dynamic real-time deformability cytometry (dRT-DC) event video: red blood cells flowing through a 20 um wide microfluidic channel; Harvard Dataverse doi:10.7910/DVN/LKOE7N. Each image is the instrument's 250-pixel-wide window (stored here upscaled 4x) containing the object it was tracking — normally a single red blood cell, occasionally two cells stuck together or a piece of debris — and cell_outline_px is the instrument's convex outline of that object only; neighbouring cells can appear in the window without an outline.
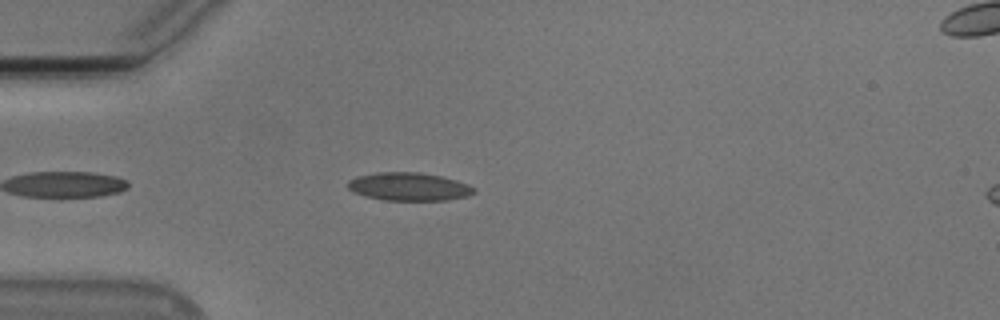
{"species": "Egyptian fruit bat (a non-hibernating species)", "species_latin": "Rousettus aegyptiacus", "temperature_condition": "cold", "stored_images_in_passage": 34, "camera_frame_rate_fps": 3000, "um_per_image_px": 0.085, "animal": {"sex": "male"}, "frame": {"image": 1, "passage_image": 6, "time_ms": 1.667, "image_size_px": [1000, 320], "cell_outline_px": [[476, 192], [468, 196], [448, 200], [384, 200], [364, 196], [352, 192], [348, 188], [348, 180], [356, 176], [376, 172], [420, 172], [440, 176], [456, 180], [468, 184], [476, 188]], "centroid_in_image_um": [34.75, 15.86], "position_along_channel_um": 50.2, "area_um2": 20.87}}
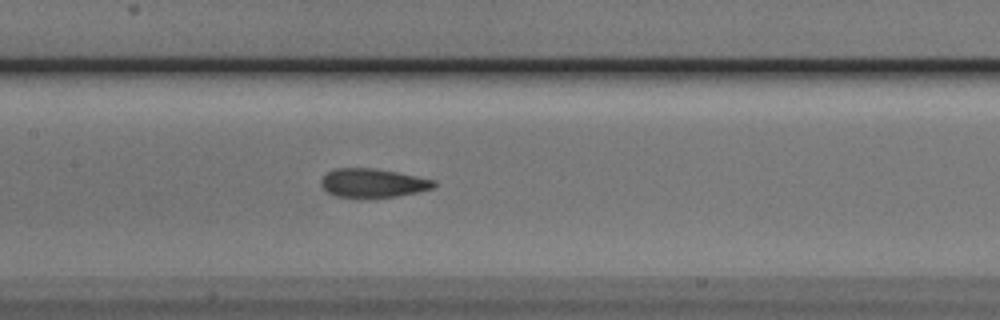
{"frame": {"image": 2, "passage_image": 17, "time_ms": 5.333, "image_size_px": [1000, 320], "cell_outline_px": [[436, 184], [432, 188], [416, 192], [396, 196], [336, 196], [328, 192], [320, 184], [320, 180], [328, 172], [336, 168], [372, 168], [396, 172], [436, 180]], "centroid_in_image_um": [31.69, 15.53], "position_along_channel_um": 175.7, "area_um2": 18.38}}
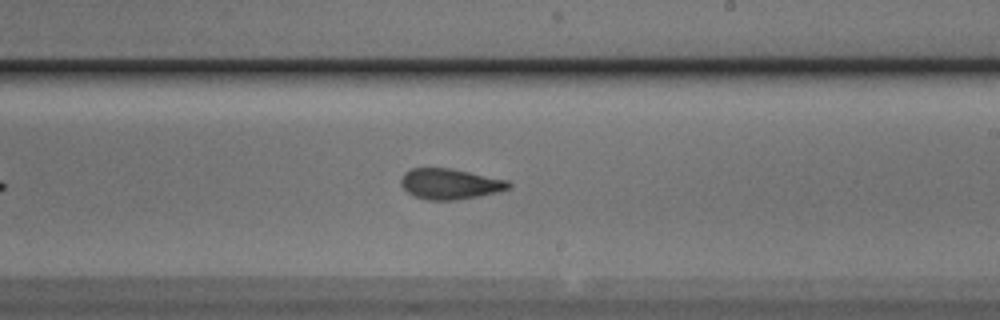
{"frame": {"image": 3, "passage_image": 23, "time_ms": 7.333, "image_size_px": [1000, 320], "cell_outline_px": [[512, 188], [500, 192], [480, 196], [456, 200], [424, 200], [412, 196], [400, 184], [400, 180], [404, 172], [412, 168], [448, 168], [508, 180], [512, 184]], "centroid_in_image_um": [38.26, 15.65], "position_along_channel_um": 250.7, "area_um2": 19.42}, "authors_computed_cell_mechanics": {"area_um2": 19.1607, "velocity_mm_per_s": 3.7645, "shape_relaxation_time_tau1_ms": null, "shape_relaxation_time_tau2_ms": 1.5716, "deformation_change_tau1": null, "deformation_change_tau2": 0.0689}}